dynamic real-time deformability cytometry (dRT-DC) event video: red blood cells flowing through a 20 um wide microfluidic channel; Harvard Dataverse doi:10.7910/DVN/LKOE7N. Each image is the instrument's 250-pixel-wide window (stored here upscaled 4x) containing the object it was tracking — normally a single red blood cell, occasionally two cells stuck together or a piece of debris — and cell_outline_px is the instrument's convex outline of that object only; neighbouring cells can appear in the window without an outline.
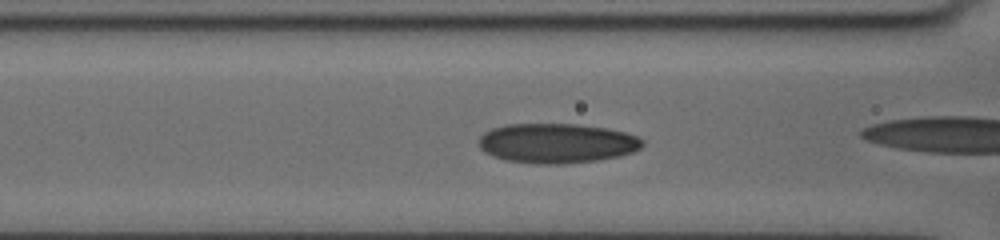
{"species": "human", "species_latin": "Homo sapiens", "temperature_condition": "cold", "stored_images_in_passage": 28, "camera_frame_rate_fps": 3000, "um_per_image_px": 0.085, "donor": {"sex": "female"}, "frame": {"image": 1, "passage_image": 5, "time_ms": 1.333, "image_size_px": [1000, 240], "cell_outline_px": [[644, 144], [640, 148], [632, 152], [620, 156], [596, 160], [564, 164], [532, 164], [504, 160], [492, 156], [484, 152], [480, 148], [480, 136], [484, 132], [492, 128], [508, 124], [576, 124], [604, 128], [624, 132], [636, 136], [644, 140]], "centroid_in_image_um": [47.31, 12.18], "position_along_channel_um": 119.3, "area_um2": 37.97}}
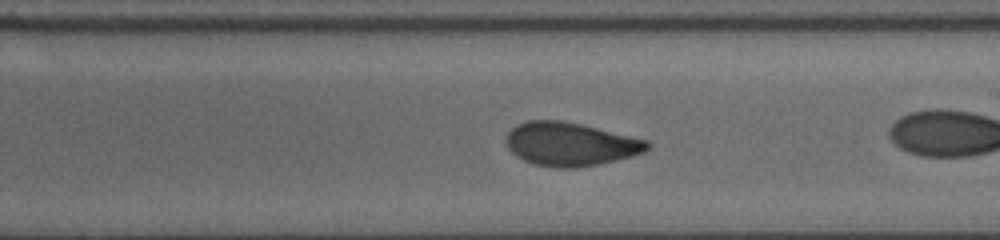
{"frame": {"image": 2, "passage_image": 15, "time_ms": 4.667, "image_size_px": [1000, 240], "cell_outline_px": [[652, 144], [644, 152], [632, 156], [600, 164], [576, 168], [556, 168], [532, 164], [516, 156], [508, 148], [504, 140], [508, 132], [512, 128], [528, 120], [560, 120], [580, 124], [648, 140]], "centroid_in_image_um": [48.47, 12.26], "position_along_channel_um": 240.5, "area_um2": 35.84}}
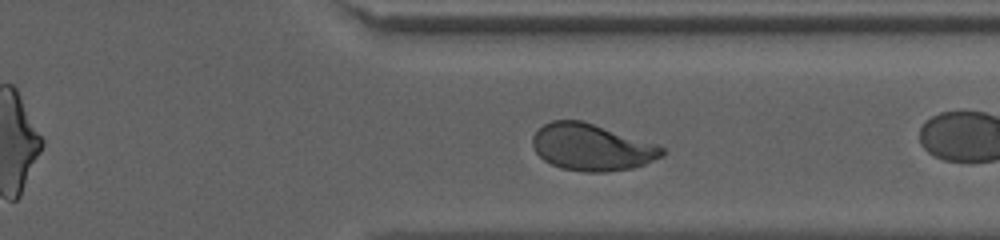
{"frame": {"image": 3, "passage_image": 25, "time_ms": 8.0, "image_size_px": [1000, 240], "cell_outline_px": [[664, 156], [644, 164], [632, 168], [608, 172], [584, 172], [560, 168], [544, 160], [536, 152], [532, 144], [532, 136], [544, 124], [552, 120], [580, 120], [656, 144], [664, 148]], "centroid_in_image_um": [50.28, 12.53], "position_along_channel_um": 361.1, "area_um2": 35.03}}